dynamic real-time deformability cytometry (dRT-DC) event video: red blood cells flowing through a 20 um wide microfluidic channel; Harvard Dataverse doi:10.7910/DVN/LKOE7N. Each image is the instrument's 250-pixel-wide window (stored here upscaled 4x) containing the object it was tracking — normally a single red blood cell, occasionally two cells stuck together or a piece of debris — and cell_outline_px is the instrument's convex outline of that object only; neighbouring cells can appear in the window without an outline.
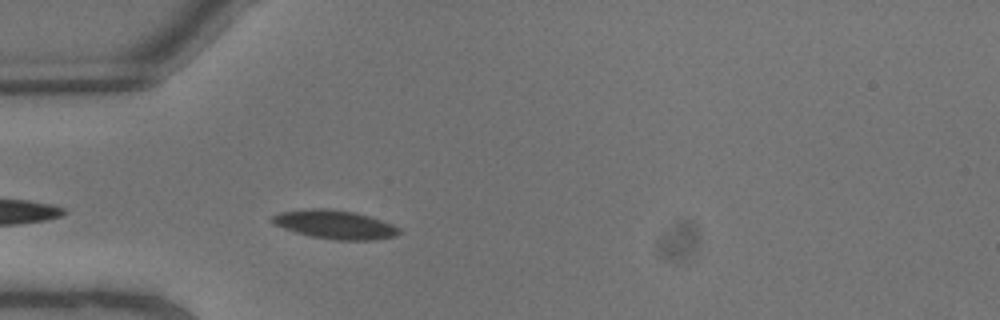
{"species": "common noctule bat (a hibernating species)", "species_latin": "Nyctalus noctula", "temperature_condition": "warm", "stored_images_in_passage": 5, "camera_frame_rate_fps": 3000, "um_per_image_px": 0.085, "animal": {"sex": "male", "body_mass_g": 13.3}, "frame": {"image": 1, "passage_image": 5, "time_ms": 1.333, "image_size_px": [1000, 320], "cell_outline_px": [[400, 232], [396, 236], [376, 240], [332, 240], [312, 236], [296, 232], [284, 228], [276, 224], [272, 220], [272, 216], [280, 212], [308, 208], [328, 208], [356, 212], [392, 224], [400, 228]], "centroid_in_image_um": [28.5, 19.08], "position_along_channel_um": 56.5, "area_um2": 21.15}}